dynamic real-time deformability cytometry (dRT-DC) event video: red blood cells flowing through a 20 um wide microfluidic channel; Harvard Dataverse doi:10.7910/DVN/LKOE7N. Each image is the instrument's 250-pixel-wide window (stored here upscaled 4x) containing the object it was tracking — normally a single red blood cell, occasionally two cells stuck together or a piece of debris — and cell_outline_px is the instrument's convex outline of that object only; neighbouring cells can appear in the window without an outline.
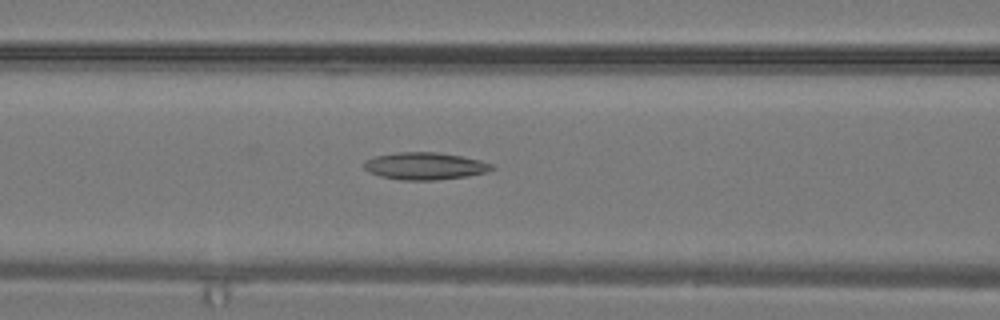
{"species": "common noctule bat (a hibernating species)", "species_latin": "Nyctalus noctula", "temperature_condition": "warm", "stored_images_in_passage": 24, "camera_frame_rate_fps": 3000, "um_per_image_px": 0.085, "animal": {"sex": "male", "body_mass_g": 19.2, "forearm_length_mm": 51.8}, "frame": {"image": 1, "passage_image": 5, "time_ms": 1.333, "image_size_px": [1000, 320], "cell_outline_px": [[496, 168], [488, 172], [468, 176], [436, 180], [400, 180], [380, 176], [368, 172], [364, 168], [364, 160], [376, 156], [396, 152], [436, 152], [460, 156], [480, 160], [492, 164]], "centroid_in_image_um": [36.12, 14.12], "position_along_channel_um": 130.5, "area_um2": 20.4}}
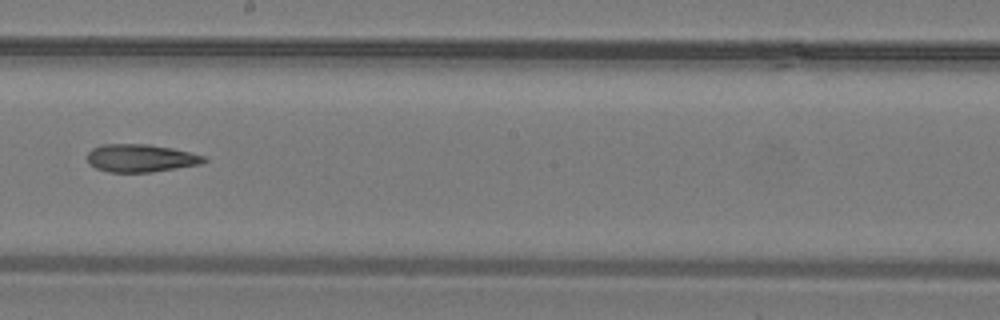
{"frame": {"image": 2, "passage_image": 10, "time_ms": 3.0, "image_size_px": [1000, 320], "cell_outline_px": [[208, 160], [200, 164], [152, 172], [108, 172], [96, 168], [88, 164], [88, 152], [92, 148], [100, 144], [148, 144], [172, 148], [204, 156]], "centroid_in_image_um": [11.92, 13.44], "position_along_channel_um": 236.3, "area_um2": 18.9}}
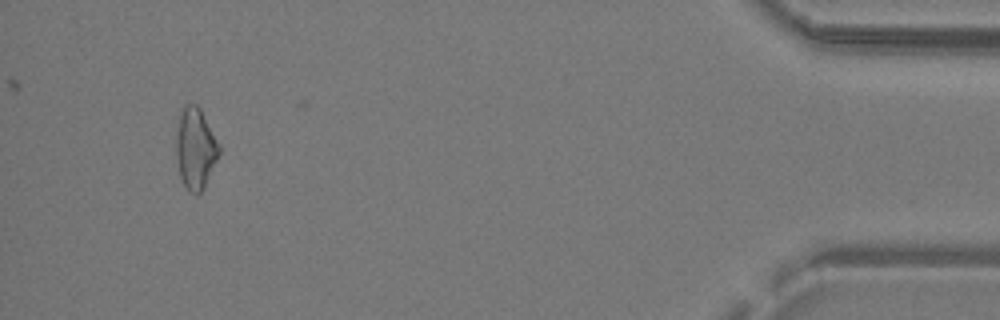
{"frame": {"image": 3, "passage_image": 22, "time_ms": 7.0, "image_size_px": [1000, 320], "cell_outline_px": [[220, 152], [204, 188], [200, 192], [188, 192], [180, 176], [176, 156], [176, 136], [180, 108], [184, 104], [196, 104], [200, 108], [220, 144]], "centroid_in_image_um": [16.6, 12.57], "position_along_channel_um": 418.6, "area_um2": 20.35}}